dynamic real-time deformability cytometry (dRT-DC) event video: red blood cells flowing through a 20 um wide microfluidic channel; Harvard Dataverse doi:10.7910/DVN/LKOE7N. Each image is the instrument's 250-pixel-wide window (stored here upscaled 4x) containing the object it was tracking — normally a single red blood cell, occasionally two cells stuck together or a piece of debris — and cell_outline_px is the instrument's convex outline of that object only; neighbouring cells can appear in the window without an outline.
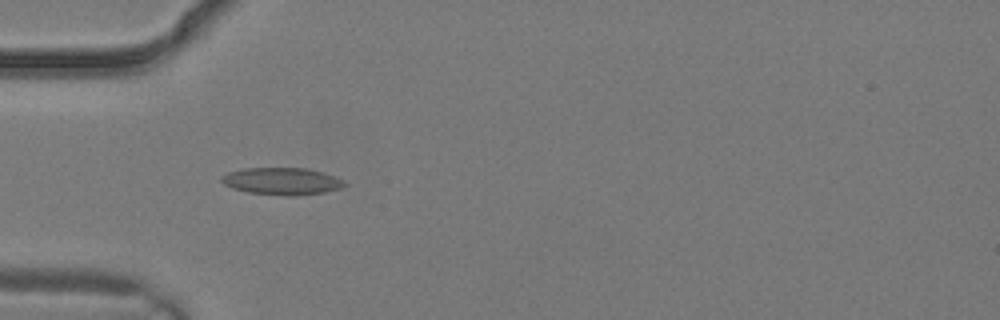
{"species": "common noctule bat (a hibernating species)", "species_latin": "Nyctalus noctula", "temperature_condition": "warm", "stored_images_in_passage": 2, "camera_frame_rate_fps": 3000, "um_per_image_px": 0.085, "animal": {"sex": "male", "body_mass_g": 19.2, "forearm_length_mm": 51.8}, "frame": {"image": 1, "passage_image": 2, "time_ms": 0.333, "image_size_px": [1000, 320], "cell_outline_px": [[348, 184], [340, 188], [324, 192], [296, 196], [288, 196], [248, 192], [232, 188], [224, 184], [220, 180], [220, 176], [228, 172], [244, 168], [308, 168], [324, 172], [344, 180]], "centroid_in_image_um": [23.97, 15.4], "position_along_channel_um": 61.0, "area_um2": 19.59}}